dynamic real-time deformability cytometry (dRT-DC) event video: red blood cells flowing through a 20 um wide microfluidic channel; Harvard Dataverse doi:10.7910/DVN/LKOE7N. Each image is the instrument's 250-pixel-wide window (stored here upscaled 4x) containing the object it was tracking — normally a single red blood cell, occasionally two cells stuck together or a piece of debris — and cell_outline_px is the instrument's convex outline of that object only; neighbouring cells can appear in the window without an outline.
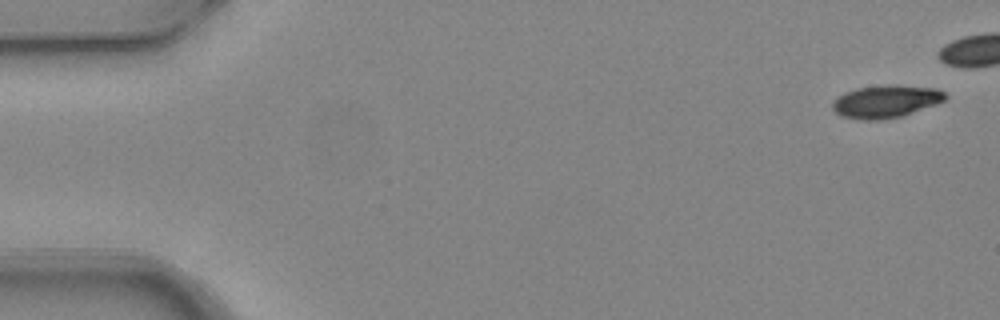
{"species": "common noctule bat (a hibernating species)", "species_latin": "Nyctalus noctula", "temperature_condition": "warm", "stored_images_in_passage": 6, "camera_frame_rate_fps": 3000, "um_per_image_px": 0.085, "animal": {"sex": "female", "body_mass_g": 24.6, "forearm_length_mm": 56.2}, "frame": {"image": 1, "passage_image": 1, "time_ms": 0.0, "image_size_px": [1000, 320], "cell_outline_px": [[948, 96], [944, 100], [936, 104], [900, 116], [880, 120], [864, 120], [840, 116], [832, 108], [832, 100], [836, 96], [844, 92], [856, 88], [888, 84], [892, 84], [936, 88], [944, 92]], "centroid_in_image_um": [75.25, 8.61], "position_along_channel_um": 9.7, "area_um2": 21.56}}
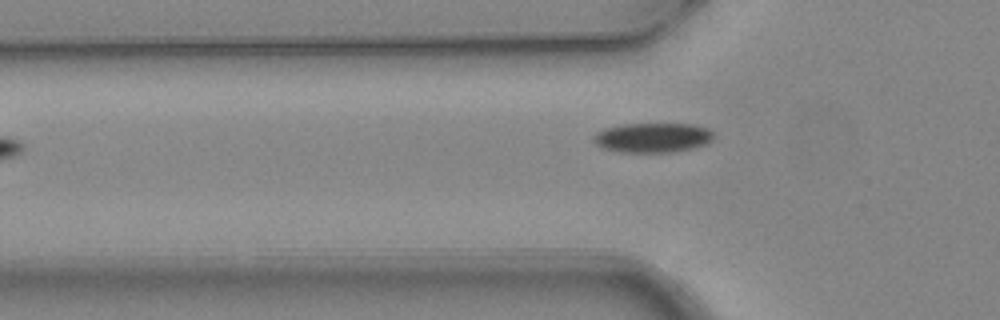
{"frame": {"image": 2, "passage_image": 6, "time_ms": 1.667, "image_size_px": [1000, 320], "cell_outline_px": [[712, 140], [708, 144], [676, 152], [620, 152], [600, 148], [592, 140], [596, 132], [604, 128], [624, 124], [692, 124], [708, 128], [712, 132]], "centroid_in_image_um": [55.46, 11.7], "position_along_channel_um": 70.3, "area_um2": 20.92}}